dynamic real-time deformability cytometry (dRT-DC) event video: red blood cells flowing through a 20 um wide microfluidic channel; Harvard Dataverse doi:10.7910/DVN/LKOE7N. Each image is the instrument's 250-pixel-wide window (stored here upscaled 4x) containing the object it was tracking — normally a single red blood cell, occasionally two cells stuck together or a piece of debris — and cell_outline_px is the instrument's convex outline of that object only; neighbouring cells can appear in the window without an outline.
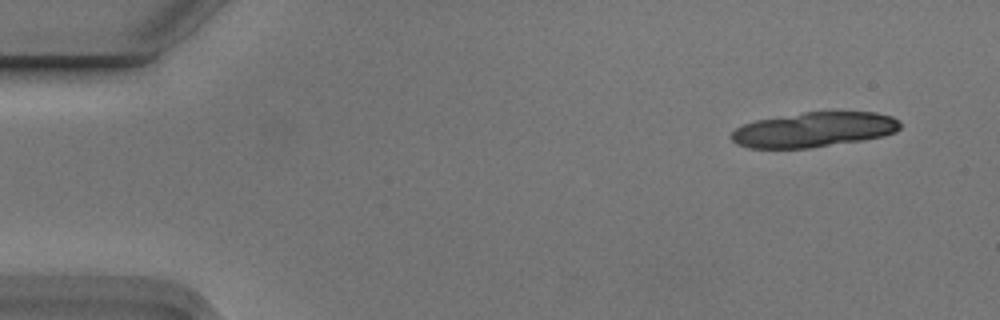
{"species": "Egyptian fruit bat (a non-hibernating species)", "species_latin": "Rousettus aegyptiacus", "temperature_condition": "cold", "stored_images_in_passage": 10, "camera_frame_rate_fps": 3000, "um_per_image_px": 0.085, "animal": {"sex": "male"}, "frame": {"image": 1, "passage_image": 1, "time_ms": 0.0, "image_size_px": [1000, 320], "cell_outline_px": [[900, 128], [896, 132], [884, 136], [860, 140], [808, 148], [748, 148], [736, 144], [732, 140], [732, 132], [736, 128], [744, 124], [756, 120], [804, 112], [832, 108], [876, 112], [892, 116], [900, 120]], "centroid_in_image_um": [69.26, 10.97], "position_along_channel_um": 15.7, "area_um2": 35.26}}
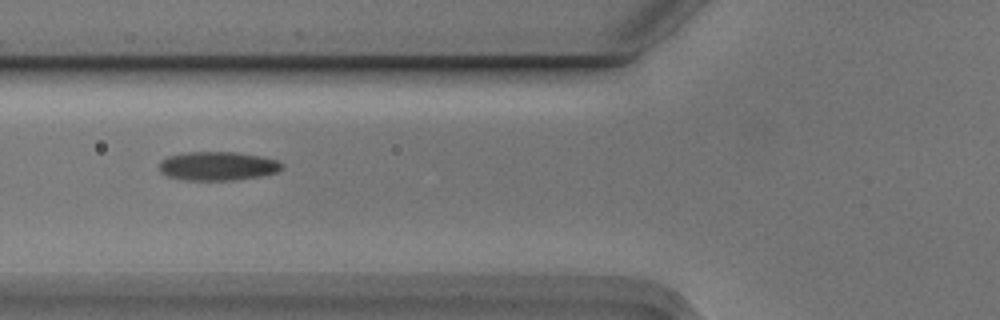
{"frame": {"image": 2, "passage_image": 6, "time_ms": 1.667, "image_size_px": [1000, 320], "cell_outline_px": [[284, 168], [276, 172], [260, 176], [232, 180], [188, 180], [168, 176], [160, 172], [160, 160], [168, 156], [188, 152], [236, 152], [260, 156], [276, 160], [284, 164]], "centroid_in_image_um": [18.51, 14.11], "position_along_channel_um": 107.3, "area_um2": 20.52}}
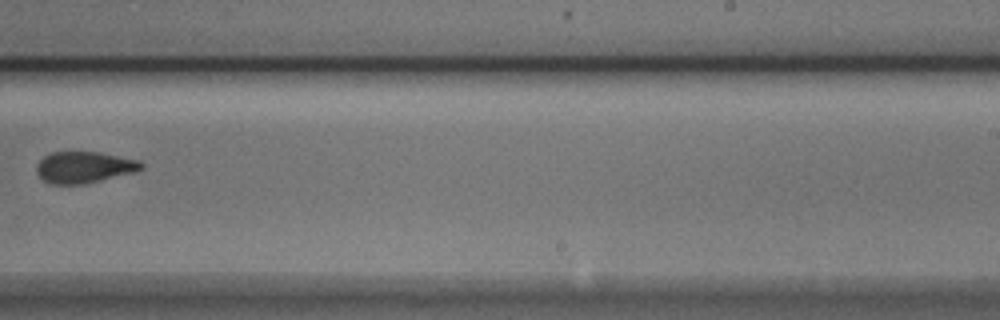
{"frame": {"image": 3, "passage_image": 10, "time_ms": 3.0, "image_size_px": [1000, 320], "cell_outline_px": [[144, 168], [136, 172], [84, 184], [52, 184], [44, 180], [36, 172], [36, 164], [44, 156], [52, 152], [100, 152], [140, 160], [144, 164]], "centroid_in_image_um": [7.18, 14.21], "position_along_channel_um": 281.8, "area_um2": 19.31}}